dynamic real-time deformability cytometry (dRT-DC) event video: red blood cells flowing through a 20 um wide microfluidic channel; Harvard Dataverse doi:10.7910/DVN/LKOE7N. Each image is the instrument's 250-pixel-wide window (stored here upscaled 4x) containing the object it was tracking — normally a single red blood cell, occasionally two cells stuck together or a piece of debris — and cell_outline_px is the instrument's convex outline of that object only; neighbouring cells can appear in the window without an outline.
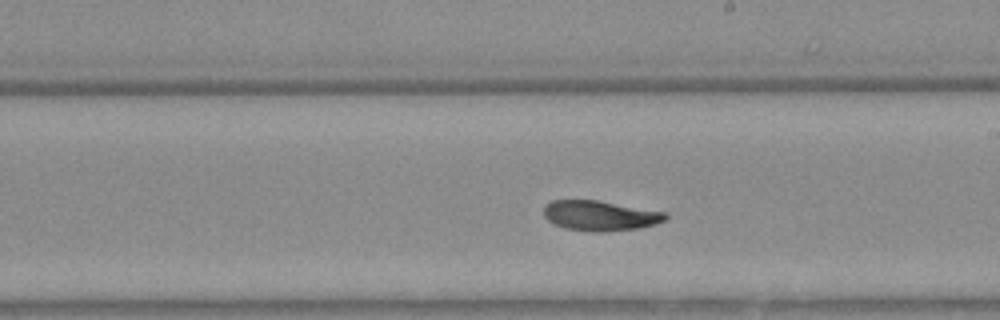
{"species": "Egyptian fruit bat (a non-hibernating species)", "species_latin": "Rousettus aegyptiacus", "temperature_condition": "warm", "stored_images_in_passage": 39, "camera_frame_rate_fps": 3000, "um_per_image_px": 0.085, "animal": {"sex": "female"}, "frame": {"image": 1, "passage_image": 17, "time_ms": 5.333, "image_size_px": [1000, 320], "cell_outline_px": [[668, 216], [664, 220], [656, 224], [640, 228], [604, 232], [592, 232], [564, 228], [548, 220], [544, 216], [544, 204], [552, 200], [596, 200], [668, 212]], "centroid_in_image_um": [51.02, 18.33], "position_along_channel_um": 238.0, "area_um2": 21.5}}
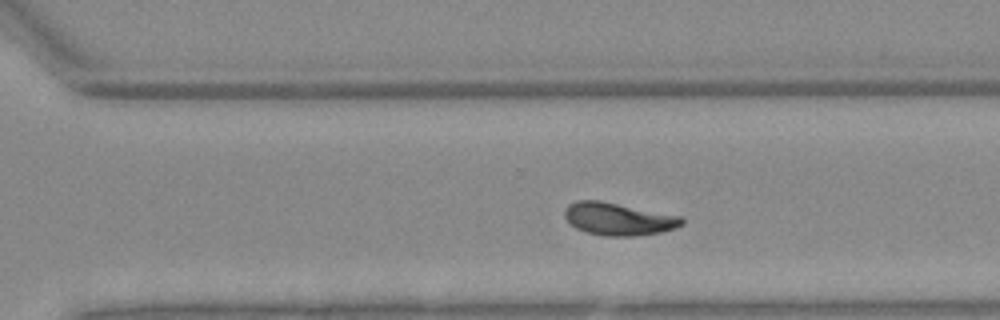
{"frame": {"image": 2, "passage_image": 23, "time_ms": 7.333, "image_size_px": [1000, 320], "cell_outline_px": [[684, 224], [676, 228], [660, 232], [636, 236], [604, 236], [588, 232], [576, 228], [564, 216], [564, 212], [568, 204], [580, 200], [600, 200], [680, 216], [684, 220]], "centroid_in_image_um": [52.57, 18.61], "position_along_channel_um": 318.0, "area_um2": 22.08}}